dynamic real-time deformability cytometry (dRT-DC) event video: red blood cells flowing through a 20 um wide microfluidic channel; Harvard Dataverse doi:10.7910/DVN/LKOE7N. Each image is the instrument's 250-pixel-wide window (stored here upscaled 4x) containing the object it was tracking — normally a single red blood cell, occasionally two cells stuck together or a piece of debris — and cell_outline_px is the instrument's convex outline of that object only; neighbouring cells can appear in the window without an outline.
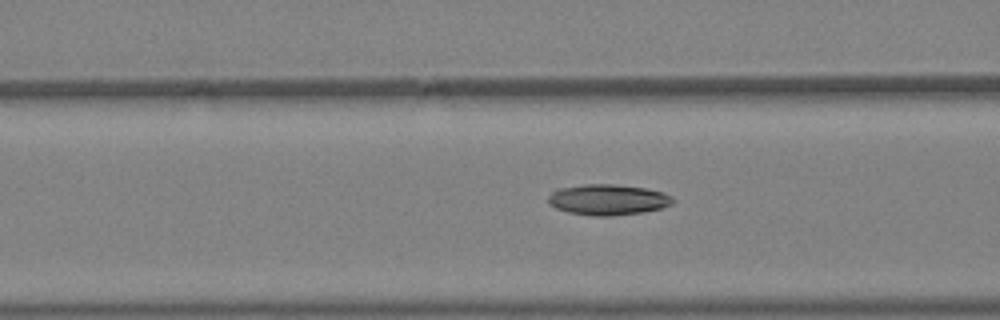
{"species": "Egyptian fruit bat (a non-hibernating species)", "species_latin": "Rousettus aegyptiacus", "temperature_condition": "warm", "stored_images_in_passage": 6, "camera_frame_rate_fps": 3000, "um_per_image_px": 0.085, "animal": {"sex": "female"}, "frame": {"image": 1, "passage_image": 6, "time_ms": 1.667, "image_size_px": [1000, 320], "cell_outline_px": [[676, 200], [672, 204], [660, 208], [644, 212], [612, 216], [592, 216], [568, 212], [556, 208], [548, 204], [548, 196], [556, 188], [584, 184], [616, 184], [644, 188], [664, 192], [672, 196]], "centroid_in_image_um": [51.67, 16.97], "position_along_channel_um": 114.9, "area_um2": 22.6}}